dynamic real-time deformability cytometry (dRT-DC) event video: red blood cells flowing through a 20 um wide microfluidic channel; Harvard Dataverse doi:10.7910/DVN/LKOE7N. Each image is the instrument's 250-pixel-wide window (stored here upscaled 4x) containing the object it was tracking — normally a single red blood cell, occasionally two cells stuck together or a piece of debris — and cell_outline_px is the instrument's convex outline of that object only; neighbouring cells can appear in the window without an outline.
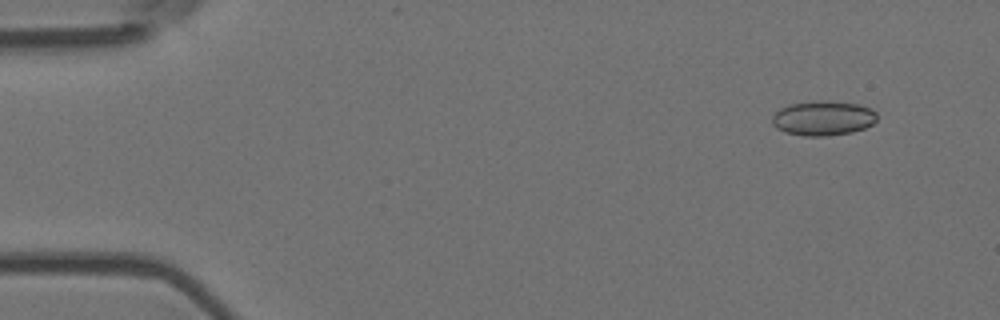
{"species": "Egyptian fruit bat (a non-hibernating species)", "species_latin": "Rousettus aegyptiacus", "temperature_condition": "room temperature", "stored_images_in_passage": 4, "camera_frame_rate_fps": 3000, "um_per_image_px": 0.085, "animal": {"sex": "female"}, "frame": {"image": 1, "passage_image": 1, "time_ms": 0.0, "image_size_px": [1000, 320], "cell_outline_px": [[876, 120], [872, 124], [864, 128], [852, 132], [828, 136], [804, 136], [784, 132], [776, 128], [772, 124], [772, 116], [780, 108], [788, 104], [820, 100], [828, 100], [856, 104], [872, 108], [876, 112]], "centroid_in_image_um": [69.94, 10.04], "position_along_channel_um": 15.1, "area_um2": 21.39}}
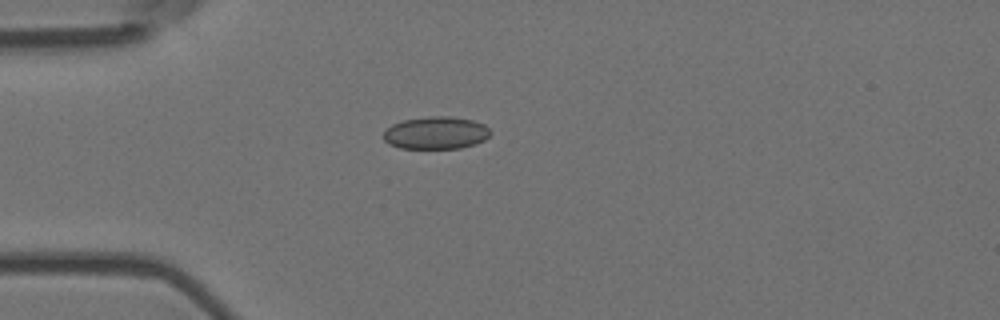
{"frame": {"image": 2, "passage_image": 4, "time_ms": 1.0, "image_size_px": [1000, 320], "cell_outline_px": [[492, 132], [484, 140], [476, 144], [460, 148], [400, 148], [388, 144], [384, 140], [384, 132], [392, 124], [404, 120], [432, 116], [452, 116], [472, 120], [484, 124]], "centroid_in_image_um": [37.07, 11.29], "position_along_channel_um": 47.9, "area_um2": 20.23}}